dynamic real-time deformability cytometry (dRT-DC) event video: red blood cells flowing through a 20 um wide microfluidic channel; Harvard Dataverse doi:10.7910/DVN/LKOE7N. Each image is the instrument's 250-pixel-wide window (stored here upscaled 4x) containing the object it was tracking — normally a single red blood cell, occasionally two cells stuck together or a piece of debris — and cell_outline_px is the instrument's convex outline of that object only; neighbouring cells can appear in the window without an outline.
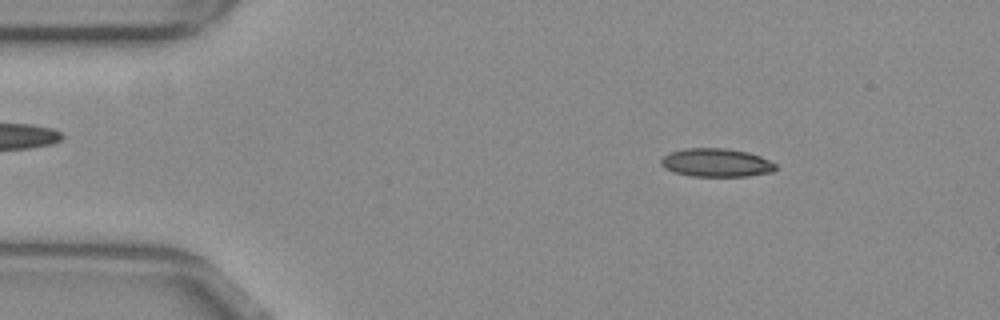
{"species": "common noctule bat (a hibernating species)", "species_latin": "Nyctalus noctula", "temperature_condition": "warm", "stored_images_in_passage": 52, "camera_frame_rate_fps": 3000, "um_per_image_px": 0.085, "animal": {"sex": "female", "body_mass_g": 29.2, "forearm_length_mm": 56.3}, "frame": {"image": 1, "passage_image": 7, "time_ms": 2.0, "image_size_px": [1000, 320], "cell_outline_px": [[776, 168], [772, 172], [748, 176], [692, 176], [676, 172], [664, 168], [660, 164], [660, 160], [664, 156], [672, 152], [684, 148], [724, 148], [748, 152], [760, 156], [776, 164]], "centroid_in_image_um": [60.89, 13.82], "position_along_channel_um": 24.1, "area_um2": 18.84}}
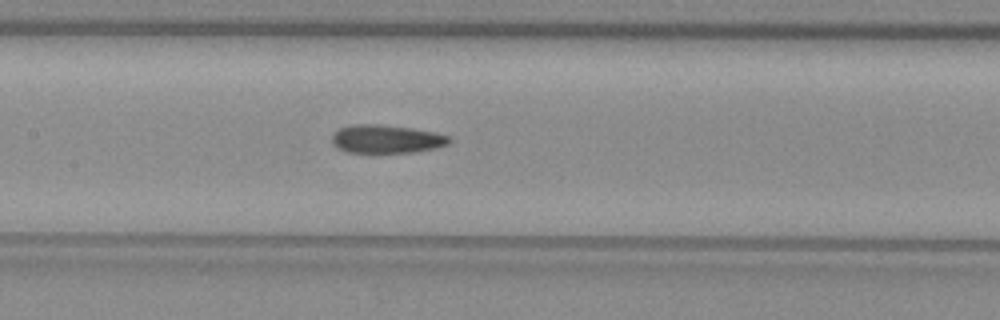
{"frame": {"image": 2, "passage_image": 24, "time_ms": 7.667, "image_size_px": [1000, 320], "cell_outline_px": [[452, 140], [448, 144], [436, 148], [412, 152], [348, 152], [336, 148], [332, 144], [332, 132], [340, 128], [352, 124], [376, 124], [412, 128], [436, 132], [448, 136]], "centroid_in_image_um": [32.82, 11.81], "position_along_channel_um": 174.6, "area_um2": 19.42}}
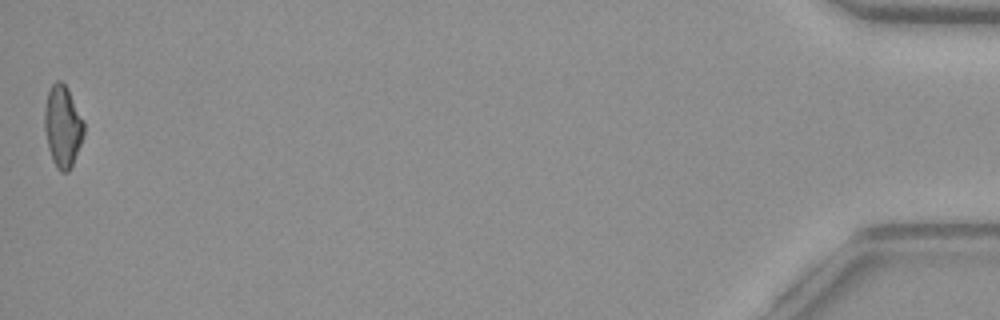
{"frame": {"image": 3, "passage_image": 52, "time_ms": 17.0, "image_size_px": [1000, 320], "cell_outline_px": [[84, 132], [72, 168], [68, 172], [60, 172], [56, 168], [52, 160], [48, 148], [44, 128], [44, 108], [48, 92], [52, 84], [56, 80], [60, 80], [68, 88], [84, 120]], "centroid_in_image_um": [5.32, 10.75], "position_along_channel_um": 429.9, "area_um2": 18.96}, "authors_computed_cell_mechanics": {"area_um2": 19.074, "velocity_mm_per_s": 3.8697, "shape_relaxation_time_tau1_ms": null, "shape_relaxation_time_tau2_ms": 3.6175, "deformation_change_tau1": null, "deformation_change_tau2": 0.1214}}